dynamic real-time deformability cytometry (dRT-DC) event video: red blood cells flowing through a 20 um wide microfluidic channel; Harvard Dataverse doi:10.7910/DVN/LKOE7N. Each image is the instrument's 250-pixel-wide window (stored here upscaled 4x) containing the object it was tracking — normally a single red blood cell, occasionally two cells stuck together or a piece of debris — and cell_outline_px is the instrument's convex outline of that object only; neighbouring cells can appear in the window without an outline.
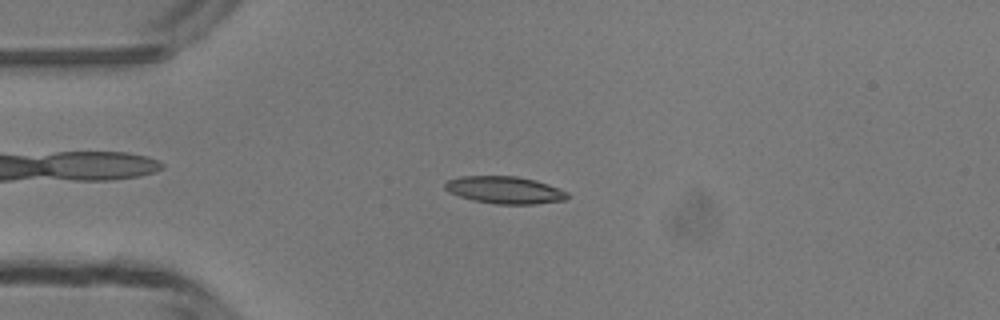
{"species": "common noctule bat (a hibernating species)", "species_latin": "Nyctalus noctula", "temperature_condition": "room temperature", "stored_images_in_passage": 18, "camera_frame_rate_fps": 3000, "um_per_image_px": 0.085, "animal": {"sex": "male", "body_mass_g": 13.3}, "frame": {"image": 1, "passage_image": 3, "time_ms": 0.667, "image_size_px": [1000, 320], "cell_outline_px": [[568, 196], [564, 200], [532, 204], [496, 204], [472, 200], [448, 192], [444, 188], [444, 184], [448, 180], [460, 176], [516, 176], [536, 180], [568, 192]], "centroid_in_image_um": [42.86, 16.14], "position_along_channel_um": 42.1, "area_um2": 19.36}}
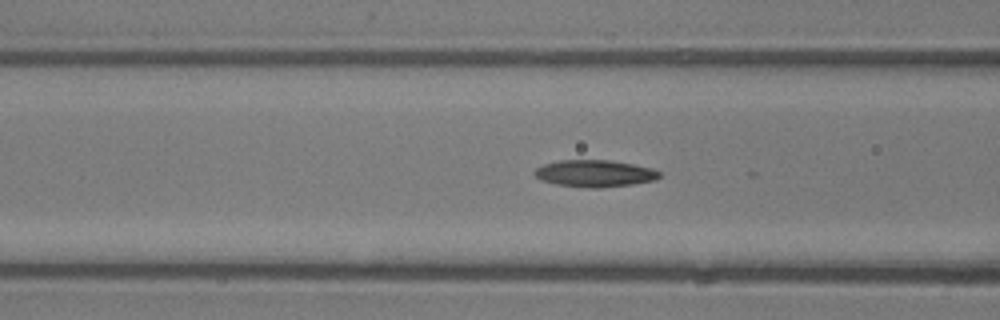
{"frame": {"image": 2, "passage_image": 10, "time_ms": 3.0, "image_size_px": [1000, 320], "cell_outline_px": [[660, 176], [656, 180], [632, 184], [600, 188], [592, 188], [556, 184], [540, 180], [536, 176], [536, 168], [544, 164], [560, 160], [612, 160], [652, 168], [660, 172]], "centroid_in_image_um": [50.58, 14.74], "position_along_channel_um": 116.0, "area_um2": 19.48}}
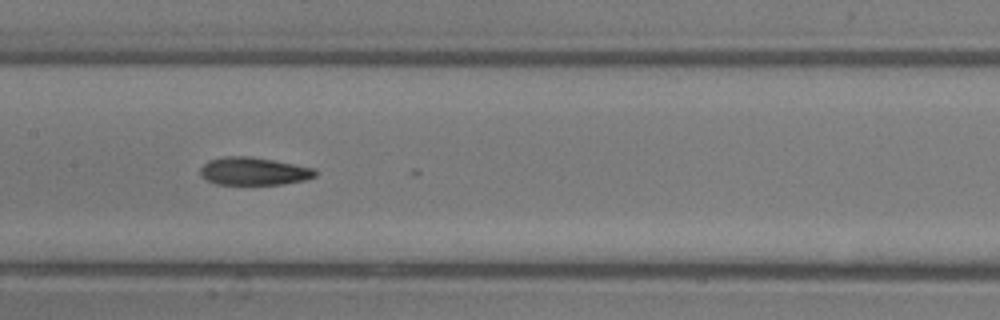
{"frame": {"image": 3, "passage_image": 15, "time_ms": 4.667, "image_size_px": [1000, 320], "cell_outline_px": [[316, 176], [304, 180], [284, 184], [216, 184], [208, 180], [200, 172], [200, 168], [208, 160], [228, 156], [248, 156], [272, 160], [312, 168], [316, 172]], "centroid_in_image_um": [21.55, 14.55], "position_along_channel_um": 185.8, "area_um2": 18.26}}